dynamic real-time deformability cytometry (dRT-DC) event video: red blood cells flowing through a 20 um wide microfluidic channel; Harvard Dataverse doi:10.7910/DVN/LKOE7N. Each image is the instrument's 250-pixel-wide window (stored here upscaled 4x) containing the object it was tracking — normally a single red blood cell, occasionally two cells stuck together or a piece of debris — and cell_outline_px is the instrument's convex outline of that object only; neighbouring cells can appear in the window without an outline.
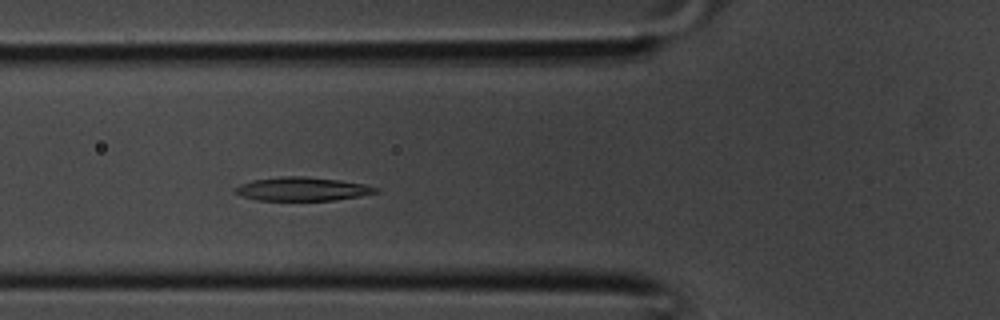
{"species": "common noctule bat (a hibernating species)", "species_latin": "Nyctalus noctula", "temperature_condition": "room temperature", "stored_images_in_passage": 22, "camera_frame_rate_fps": 3000, "um_per_image_px": 0.085, "animal": {"sex": "male", "body_mass_g": 20.1, "forearm_length_mm": 53.5}, "frame": {"image": 1, "passage_image": 6, "time_ms": 1.667, "image_size_px": [1000, 320], "cell_outline_px": [[380, 192], [360, 196], [332, 200], [256, 200], [244, 196], [236, 192], [236, 188], [240, 184], [252, 180], [280, 176], [304, 176], [340, 180], [364, 184], [380, 188]], "centroid_in_image_um": [25.75, 16.05], "position_along_channel_um": 100.1, "area_um2": 19.25}}
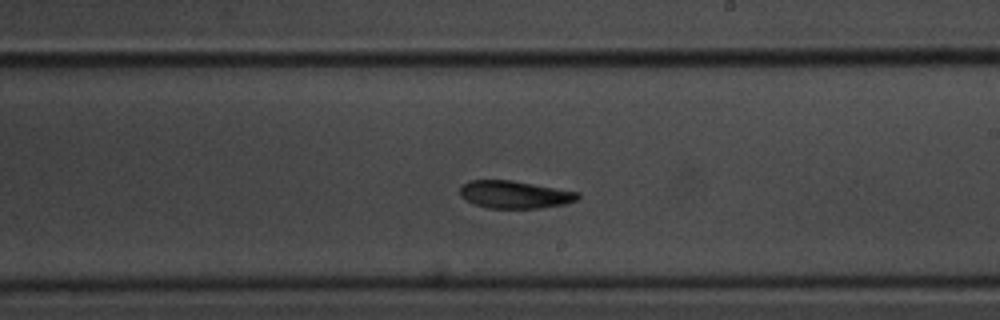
{"frame": {"image": 2, "passage_image": 14, "time_ms": 4.333, "image_size_px": [1000, 320], "cell_outline_px": [[580, 196], [576, 200], [564, 204], [540, 208], [488, 208], [476, 204], [460, 196], [460, 184], [468, 180], [512, 180], [580, 192]], "centroid_in_image_um": [43.74, 16.52], "position_along_channel_um": 245.3, "area_um2": 18.96}}
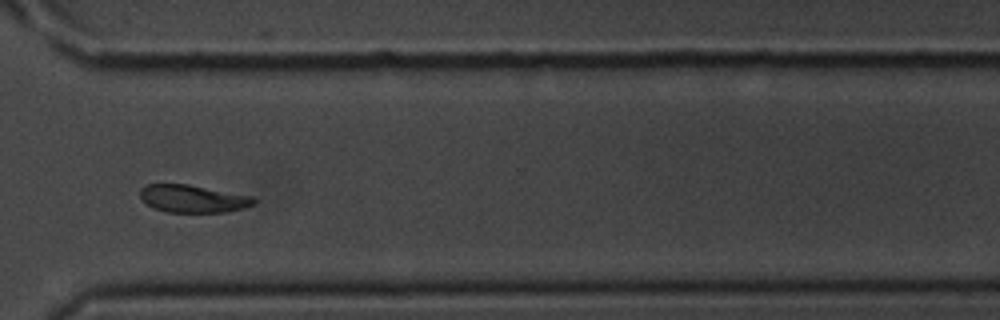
{"frame": {"image": 3, "passage_image": 20, "time_ms": 6.333, "image_size_px": [1000, 320], "cell_outline_px": [[256, 204], [244, 208], [224, 212], [168, 212], [152, 208], [140, 196], [140, 188], [144, 184], [188, 184], [252, 196], [256, 200]], "centroid_in_image_um": [16.4, 16.88], "position_along_channel_um": 354.2, "area_um2": 18.32}}